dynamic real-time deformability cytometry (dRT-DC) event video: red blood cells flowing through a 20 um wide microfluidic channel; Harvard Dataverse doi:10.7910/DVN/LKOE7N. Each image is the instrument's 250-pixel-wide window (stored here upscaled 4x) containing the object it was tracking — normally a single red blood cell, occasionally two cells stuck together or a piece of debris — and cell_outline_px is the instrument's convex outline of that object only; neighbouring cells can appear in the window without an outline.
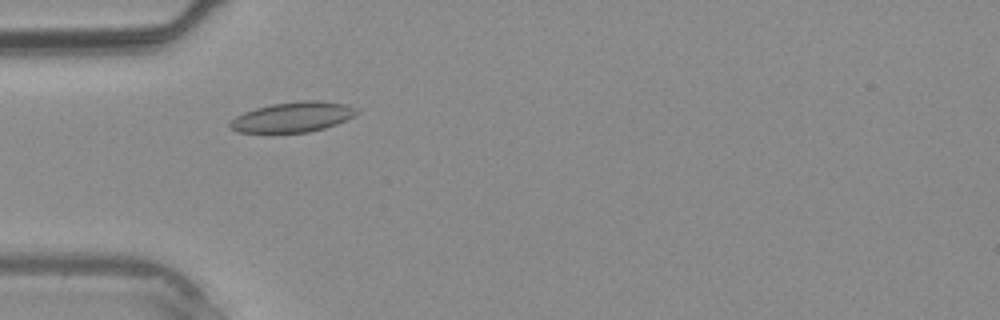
{"species": "common noctule bat (a hibernating species)", "species_latin": "Nyctalus noctula", "temperature_condition": "warm", "stored_images_in_passage": 24, "camera_frame_rate_fps": 3000, "um_per_image_px": 0.085, "animal": {"sex": "male", "body_mass_g": 20.4}, "frame": {"image": 1, "passage_image": 1, "time_ms": 0.0, "image_size_px": [1000, 320], "cell_outline_px": [[360, 112], [356, 116], [336, 124], [324, 128], [308, 132], [272, 136], [236, 132], [228, 128], [228, 124], [236, 116], [244, 112], [256, 108], [272, 104], [300, 100], [320, 100], [344, 104], [360, 108]], "centroid_in_image_um": [24.84, 10.0], "position_along_channel_um": 60.2, "area_um2": 23.47}}
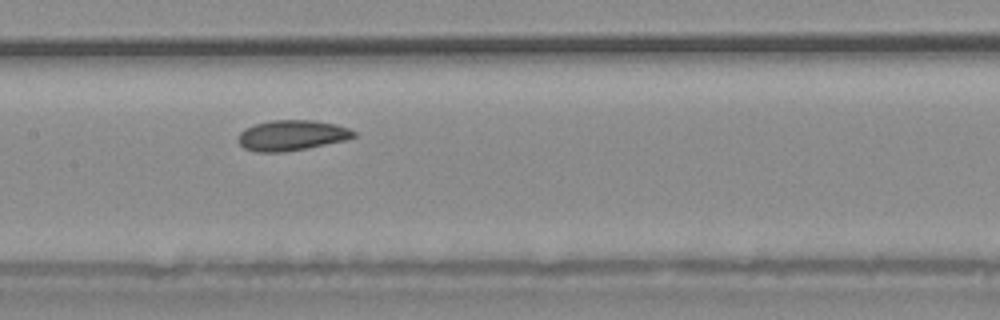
{"frame": {"image": 2, "passage_image": 8, "time_ms": 2.333, "image_size_px": [1000, 320], "cell_outline_px": [[356, 136], [344, 140], [284, 152], [256, 152], [244, 148], [236, 140], [240, 132], [244, 128], [256, 124], [272, 120], [312, 120], [336, 124], [348, 128], [356, 132]], "centroid_in_image_um": [24.75, 11.5], "position_along_channel_um": 182.6, "area_um2": 20.35}}